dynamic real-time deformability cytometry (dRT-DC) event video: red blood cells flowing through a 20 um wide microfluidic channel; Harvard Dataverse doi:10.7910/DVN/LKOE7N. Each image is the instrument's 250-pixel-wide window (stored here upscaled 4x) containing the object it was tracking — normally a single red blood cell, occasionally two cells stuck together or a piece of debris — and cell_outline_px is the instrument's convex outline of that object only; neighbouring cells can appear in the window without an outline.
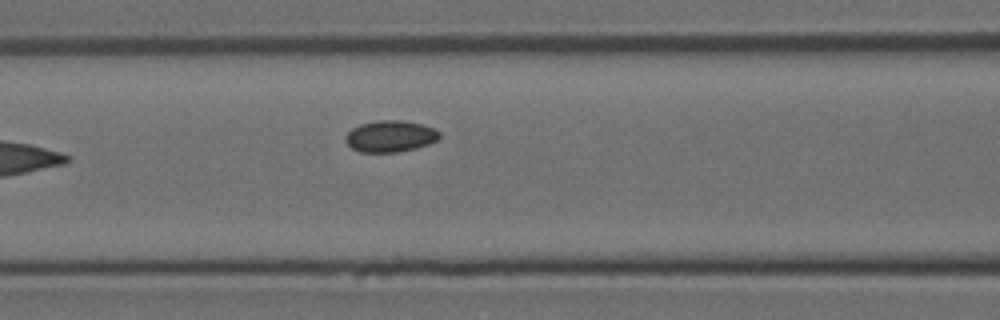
{"species": "Egyptian fruit bat (a non-hibernating species)", "species_latin": "Rousettus aegyptiacus", "temperature_condition": "room temperature", "stored_images_in_passage": 6, "camera_frame_rate_fps": 3000, "um_per_image_px": 0.085, "animal": {"sex": "female"}, "frame": {"image": 1, "passage_image": 6, "time_ms": 1.667, "image_size_px": [1000, 320], "cell_outline_px": [[440, 136], [436, 140], [428, 144], [416, 148], [396, 152], [360, 152], [352, 148], [344, 140], [344, 136], [352, 128], [360, 124], [376, 120], [400, 120], [424, 124], [440, 132]], "centroid_in_image_um": [33.15, 11.57], "position_along_channel_um": 133.5, "area_um2": 17.28}}